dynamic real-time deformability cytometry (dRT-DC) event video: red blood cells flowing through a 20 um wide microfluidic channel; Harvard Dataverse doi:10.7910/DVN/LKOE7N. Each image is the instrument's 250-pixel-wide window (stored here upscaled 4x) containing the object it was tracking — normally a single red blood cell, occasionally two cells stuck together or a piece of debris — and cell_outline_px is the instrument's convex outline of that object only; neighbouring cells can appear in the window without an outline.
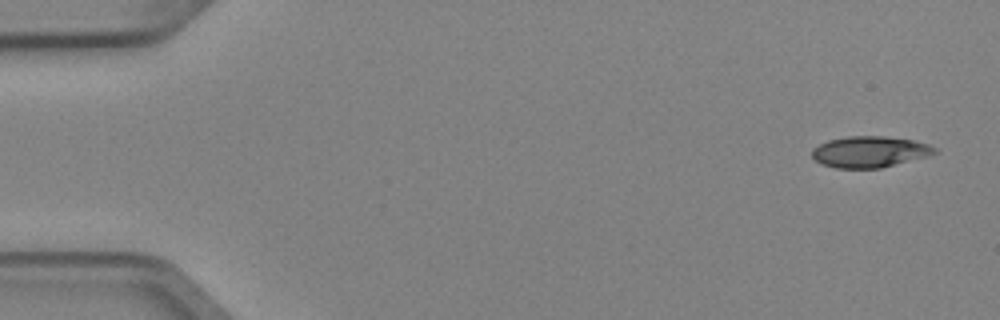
{"species": "Egyptian fruit bat (a non-hibernating species)", "species_latin": "Rousettus aegyptiacus", "temperature_condition": "cold", "stored_images_in_passage": 5, "camera_frame_rate_fps": 3000, "um_per_image_px": 0.085, "animal": {"sex": "female"}, "frame": {"image": 1, "passage_image": 1, "time_ms": 0.0, "image_size_px": [1000, 320], "cell_outline_px": [[940, 152], [880, 168], [836, 168], [820, 164], [812, 156], [812, 148], [828, 140], [848, 136], [884, 136], [912, 140], [928, 144], [936, 148]], "centroid_in_image_um": [73.89, 12.9], "position_along_channel_um": 11.1, "area_um2": 22.14}}